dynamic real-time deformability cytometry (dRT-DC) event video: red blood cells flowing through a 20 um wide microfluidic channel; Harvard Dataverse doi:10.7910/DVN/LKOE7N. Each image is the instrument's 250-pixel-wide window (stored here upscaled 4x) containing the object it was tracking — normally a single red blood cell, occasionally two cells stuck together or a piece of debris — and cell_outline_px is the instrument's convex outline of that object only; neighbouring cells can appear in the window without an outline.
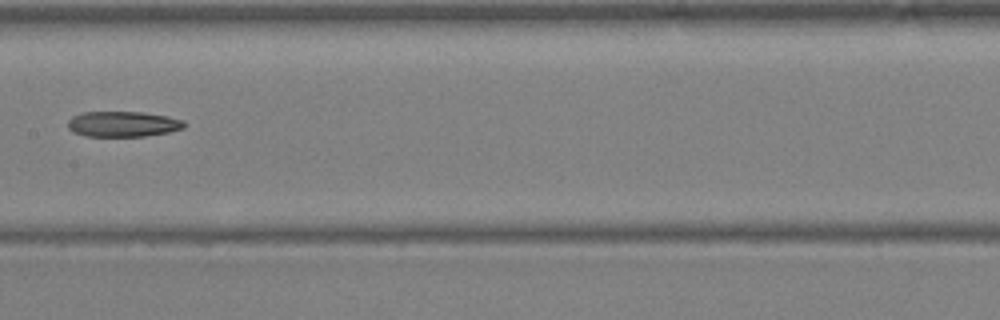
{"species": "Egyptian fruit bat (a non-hibernating species)", "species_latin": "Rousettus aegyptiacus", "temperature_condition": "warm", "stored_images_in_passage": 38, "camera_frame_rate_fps": 3000, "um_per_image_px": 0.085, "animal": {"sex": "female"}, "frame": {"image": 1, "passage_image": 22, "time_ms": 7.0, "image_size_px": [1000, 320], "cell_outline_px": [[188, 124], [184, 128], [168, 132], [144, 136], [84, 136], [72, 132], [68, 128], [68, 120], [72, 116], [84, 112], [144, 112], [168, 116], [184, 120]], "centroid_in_image_um": [10.46, 10.54], "position_along_channel_um": 196.9, "area_um2": 17.46}}